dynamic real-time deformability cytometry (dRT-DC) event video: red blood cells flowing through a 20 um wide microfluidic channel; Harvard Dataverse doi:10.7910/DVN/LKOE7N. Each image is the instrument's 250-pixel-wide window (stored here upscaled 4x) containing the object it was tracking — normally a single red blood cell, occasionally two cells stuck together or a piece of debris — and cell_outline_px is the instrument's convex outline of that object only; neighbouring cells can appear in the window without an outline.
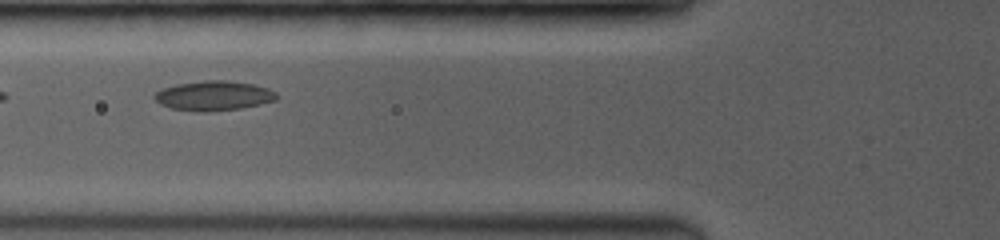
{"species": "common noctule bat (a hibernating species)", "species_latin": "Nyctalus noctula", "temperature_condition": "room temperature", "stored_images_in_passage": 40, "camera_frame_rate_fps": 3500, "um_per_image_px": 0.085, "animal": {"sex": "female", "body_mass_g": 19.0, "forearm_length_mm": 53.3}, "frame": {"image": 1, "passage_image": 4, "time_ms": 1.429, "image_size_px": [1000, 240], "cell_outline_px": [[276, 100], [260, 104], [240, 108], [212, 112], [196, 112], [172, 108], [160, 104], [152, 96], [156, 92], [164, 88], [176, 84], [204, 80], [228, 80], [252, 84], [268, 88], [276, 92]], "centroid_in_image_um": [18.15, 8.14], "position_along_channel_um": 107.7, "area_um2": 21.15}}
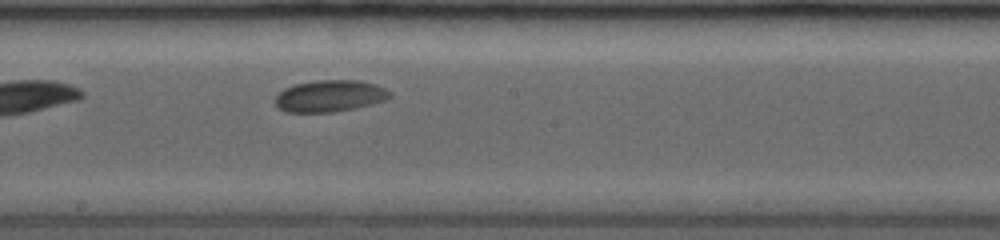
{"frame": {"image": 2, "passage_image": 12, "time_ms": 4.286, "image_size_px": [1000, 240], "cell_outline_px": [[392, 96], [388, 100], [356, 108], [332, 112], [284, 112], [272, 100], [284, 88], [296, 84], [316, 80], [360, 80], [376, 84], [392, 92]], "centroid_in_image_um": [28.06, 8.16], "position_along_channel_um": 220.1, "area_um2": 21.44}}
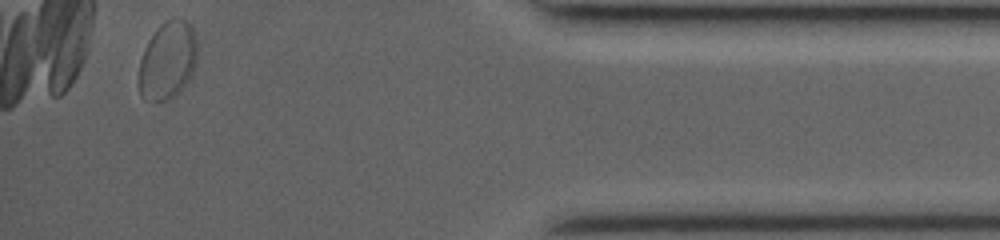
{"frame": {"image": 3, "passage_image": 39, "time_ms": 10.286, "image_size_px": [1000, 240], "cell_outline_px": [[196, 60], [192, 72], [188, 80], [172, 96], [164, 100], [144, 100], [140, 96], [140, 60], [144, 48], [148, 40], [156, 28], [164, 20], [172, 16], [184, 20], [192, 24], [196, 40]], "centroid_in_image_um": [14.24, 5.06], "position_along_channel_um": 421.0, "area_um2": 26.24}}